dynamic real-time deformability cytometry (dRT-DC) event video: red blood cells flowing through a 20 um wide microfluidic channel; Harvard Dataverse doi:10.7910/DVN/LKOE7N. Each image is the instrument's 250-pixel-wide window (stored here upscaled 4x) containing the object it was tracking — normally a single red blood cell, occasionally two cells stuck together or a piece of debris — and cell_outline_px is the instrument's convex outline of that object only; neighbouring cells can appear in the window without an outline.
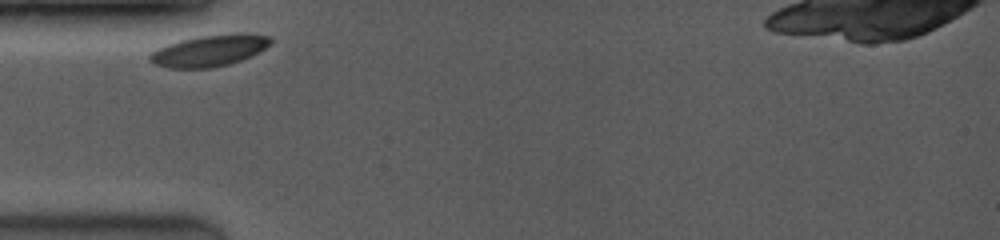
{"species": "common noctule bat (a hibernating species)", "species_latin": "Nyctalus noctula", "temperature_condition": "room temperature", "stored_images_in_passage": 18, "camera_frame_rate_fps": 3500, "um_per_image_px": 0.085, "animal": {"sex": "female", "body_mass_g": 19.0, "forearm_length_mm": 53.3}, "frame": {"image": 1, "passage_image": 1, "time_ms": 0.0, "image_size_px": [1000, 240], "cell_outline_px": [[272, 44], [232, 64], [212, 68], [168, 68], [156, 64], [148, 56], [152, 52], [168, 44], [180, 40], [200, 36], [240, 32], [248, 32], [268, 36], [272, 40]], "centroid_in_image_um": [17.84, 4.29], "position_along_channel_um": 67.2, "area_um2": 22.02}}
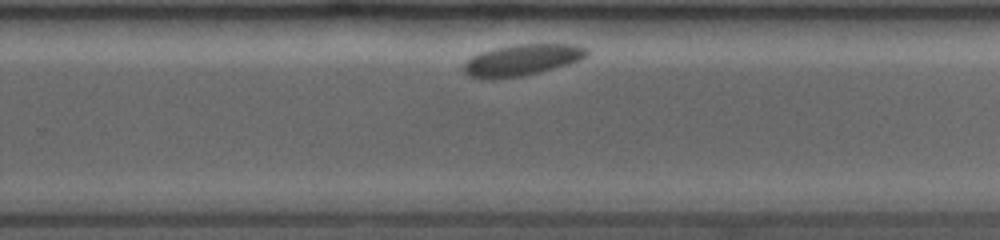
{"frame": {"image": 2, "passage_image": 12, "time_ms": 6.286, "image_size_px": [1000, 240], "cell_outline_px": [[588, 56], [580, 60], [568, 64], [520, 76], [492, 80], [480, 80], [468, 76], [460, 68], [472, 56], [480, 52], [496, 48], [516, 44], [576, 44], [588, 48]], "centroid_in_image_um": [44.32, 5.11], "position_along_channel_um": 285.5, "area_um2": 22.66}}
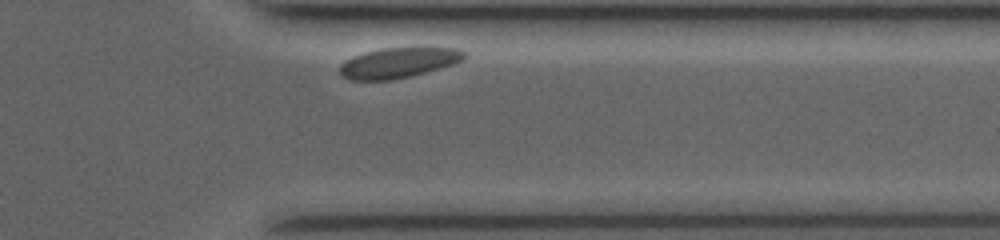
{"frame": {"image": 3, "passage_image": 17, "time_ms": 8.857, "image_size_px": [1000, 240], "cell_outline_px": [[468, 56], [464, 60], [440, 68], [392, 80], [348, 80], [340, 76], [340, 64], [344, 60], [352, 56], [364, 52], [380, 48], [424, 44], [456, 48], [468, 52]], "centroid_in_image_um": [33.93, 5.26], "position_along_channel_um": 377.5, "area_um2": 23.18}}